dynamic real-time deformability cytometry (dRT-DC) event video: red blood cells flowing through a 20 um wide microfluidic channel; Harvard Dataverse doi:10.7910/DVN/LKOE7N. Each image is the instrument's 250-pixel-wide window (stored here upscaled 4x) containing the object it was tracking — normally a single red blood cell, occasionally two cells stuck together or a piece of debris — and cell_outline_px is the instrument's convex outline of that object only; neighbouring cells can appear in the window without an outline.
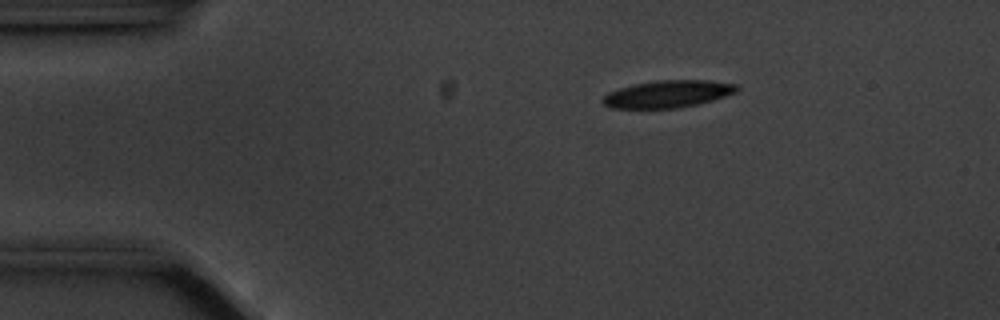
{"species": "common noctule bat (a hibernating species)", "species_latin": "Nyctalus noctula", "temperature_condition": "cold", "stored_images_in_passage": 23, "camera_frame_rate_fps": 3000, "um_per_image_px": 0.085, "animal": {"sex": "male", "body_mass_g": 20.1, "forearm_length_mm": 53.5}, "frame": {"image": 1, "passage_image": 9, "time_ms": 2.667, "image_size_px": [1000, 320], "cell_outline_px": [[740, 88], [736, 92], [712, 100], [696, 104], [676, 108], [612, 108], [604, 104], [604, 96], [608, 92], [632, 84], [656, 80], [712, 80], [740, 84]], "centroid_in_image_um": [56.81, 7.97], "position_along_channel_um": 28.2, "area_um2": 21.27}}
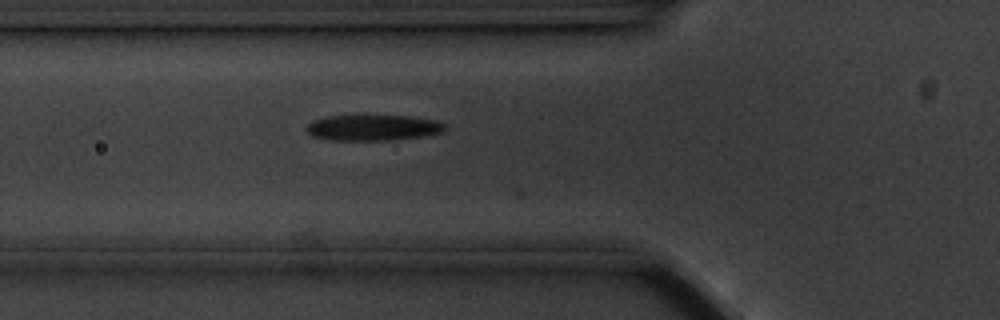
{"frame": {"image": 2, "passage_image": 19, "time_ms": 6.0, "image_size_px": [1000, 320], "cell_outline_px": [[448, 128], [444, 132], [420, 136], [392, 140], [328, 140], [312, 136], [304, 128], [312, 120], [328, 116], [360, 112], [412, 116], [436, 120], [444, 124]], "centroid_in_image_um": [31.67, 10.79], "position_along_channel_um": 94.1, "area_um2": 22.08}}
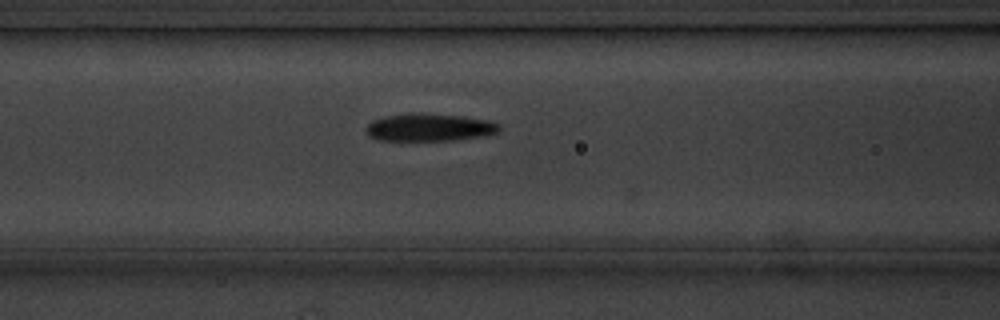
{"frame": {"image": 3, "passage_image": 22, "time_ms": 7.0, "image_size_px": [1000, 320], "cell_outline_px": [[500, 128], [496, 132], [484, 136], [452, 140], [376, 140], [368, 136], [364, 132], [364, 128], [372, 120], [384, 116], [408, 112], [420, 112], [464, 116], [496, 120], [500, 124]], "centroid_in_image_um": [36.48, 10.8], "position_along_channel_um": 130.1, "area_um2": 22.08}}